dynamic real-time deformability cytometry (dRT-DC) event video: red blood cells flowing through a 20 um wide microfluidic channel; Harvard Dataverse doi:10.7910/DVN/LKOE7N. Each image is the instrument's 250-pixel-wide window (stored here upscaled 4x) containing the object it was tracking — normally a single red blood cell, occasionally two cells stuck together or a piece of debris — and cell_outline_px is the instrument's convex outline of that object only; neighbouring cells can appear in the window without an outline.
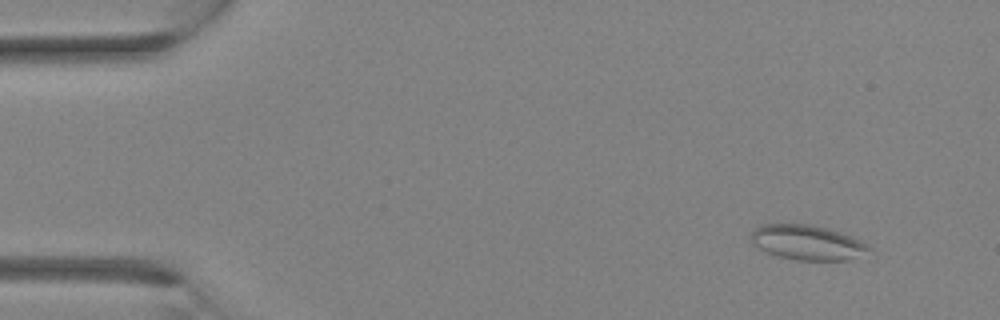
{"species": "Egyptian fruit bat (a non-hibernating species)", "species_latin": "Rousettus aegyptiacus", "temperature_condition": "room temperature", "stored_images_in_passage": 4, "camera_frame_rate_fps": 3000, "um_per_image_px": 0.085, "animal": {"sex": "female"}, "frame": {"image": 1, "passage_image": 1, "time_ms": 0.0, "image_size_px": [1000, 320], "cell_outline_px": [[872, 248], [852, 260], [796, 260], [776, 256], [752, 244], [748, 236], [760, 224], [808, 224], [828, 228], [852, 236], [868, 244]], "centroid_in_image_um": [68.6, 20.61], "position_along_channel_um": 16.4, "area_um2": 24.1}}